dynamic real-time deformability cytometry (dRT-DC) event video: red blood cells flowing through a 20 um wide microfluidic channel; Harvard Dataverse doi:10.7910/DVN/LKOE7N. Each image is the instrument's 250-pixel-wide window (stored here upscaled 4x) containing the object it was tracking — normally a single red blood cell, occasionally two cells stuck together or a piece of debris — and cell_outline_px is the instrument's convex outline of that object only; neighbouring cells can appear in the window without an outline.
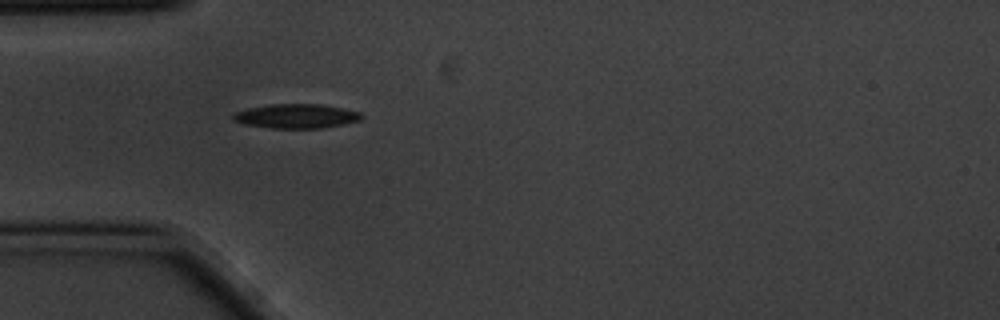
{"species": "common noctule bat (a hibernating species)", "species_latin": "Nyctalus noctula", "temperature_condition": "cold", "stored_images_in_passage": 5, "camera_frame_rate_fps": 3000, "um_per_image_px": 0.085, "animal": {"sex": "male", "body_mass_g": 20.1, "forearm_length_mm": 53.5}, "frame": {"image": 1, "passage_image": 5, "time_ms": 1.333, "image_size_px": [1000, 320], "cell_outline_px": [[364, 116], [360, 120], [320, 128], [272, 128], [244, 124], [232, 120], [232, 116], [236, 112], [248, 108], [272, 104], [320, 104], [360, 112]], "centroid_in_image_um": [25.15, 9.87], "position_along_channel_um": 59.8, "area_um2": 17.92}}